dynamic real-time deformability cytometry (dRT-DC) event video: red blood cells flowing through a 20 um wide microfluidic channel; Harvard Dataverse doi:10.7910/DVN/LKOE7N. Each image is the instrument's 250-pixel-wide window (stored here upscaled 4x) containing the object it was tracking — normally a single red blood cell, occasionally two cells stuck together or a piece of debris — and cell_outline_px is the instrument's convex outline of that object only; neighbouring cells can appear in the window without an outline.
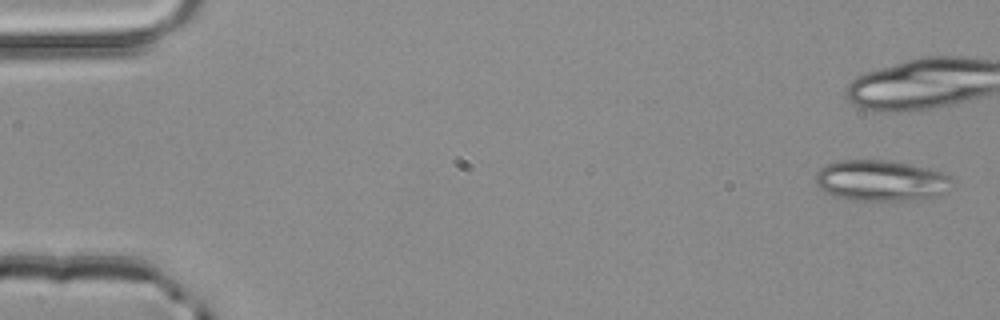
{"species": "common noctule bat (a hibernating species)", "species_latin": "Nyctalus noctula", "temperature_condition": "room temperature", "stored_images_in_passage": 5, "camera_frame_rate_fps": 3000, "um_per_image_px": 0.085, "animal": {"sex": "male", "body_mass_g": 20.4}, "frame": {"image": 1, "passage_image": 1, "time_ms": 0.0, "image_size_px": [1000, 320], "cell_outline_px": [[952, 180], [948, 192], [944, 196], [908, 200], [852, 200], [836, 196], [824, 192], [816, 184], [816, 172], [820, 168], [836, 160], [888, 160], [908, 164], [944, 172], [952, 176]], "centroid_in_image_um": [74.92, 15.35], "position_along_channel_um": 10.1, "area_um2": 32.83}}